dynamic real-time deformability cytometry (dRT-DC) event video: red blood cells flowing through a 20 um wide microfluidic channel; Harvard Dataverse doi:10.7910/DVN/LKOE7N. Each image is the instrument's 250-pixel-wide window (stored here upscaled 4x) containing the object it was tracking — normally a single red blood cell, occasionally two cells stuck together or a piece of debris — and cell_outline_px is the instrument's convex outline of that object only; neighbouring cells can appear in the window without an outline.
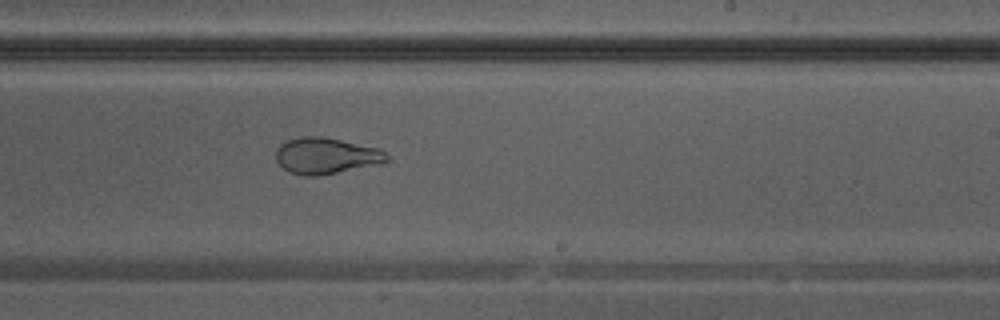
{"species": "Egyptian fruit bat (a non-hibernating species)", "species_latin": "Rousettus aegyptiacus", "temperature_condition": "warm", "stored_images_in_passage": 33, "camera_frame_rate_fps": 3000, "um_per_image_px": 0.085, "animal": {"sex": "male"}, "frame": {"image": 1, "passage_image": 24, "time_ms": 7.667, "image_size_px": [1000, 320], "cell_outline_px": [[392, 160], [384, 164], [316, 176], [304, 176], [292, 172], [284, 168], [276, 160], [276, 148], [280, 144], [288, 140], [300, 136], [320, 136], [380, 148]], "centroid_in_image_um": [27.77, 13.24], "position_along_channel_um": 261.2, "area_um2": 23.58}}